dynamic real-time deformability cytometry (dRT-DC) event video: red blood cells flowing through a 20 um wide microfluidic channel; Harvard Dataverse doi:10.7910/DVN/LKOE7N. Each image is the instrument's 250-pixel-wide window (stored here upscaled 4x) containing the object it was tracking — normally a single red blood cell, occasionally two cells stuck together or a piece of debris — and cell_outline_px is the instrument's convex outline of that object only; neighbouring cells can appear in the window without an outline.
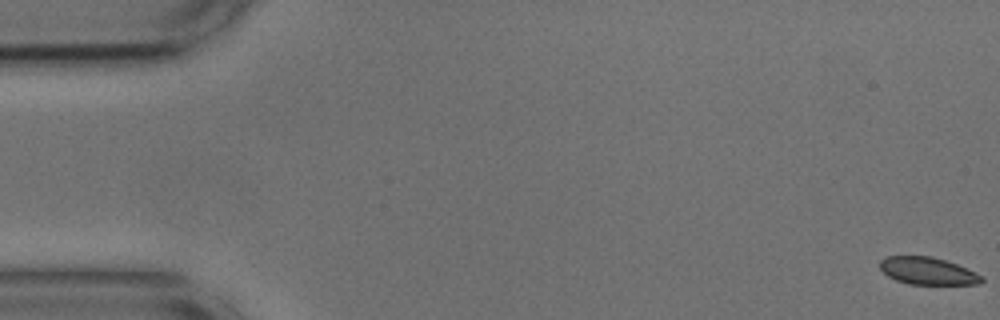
{"species": "common noctule bat (a hibernating species)", "species_latin": "Nyctalus noctula", "temperature_condition": "cold", "stored_images_in_passage": 55, "camera_frame_rate_fps": 3000, "um_per_image_px": 0.085, "animal": {"sex": "male", "body_mass_g": 17.9, "forearm_length_mm": 54.2}, "frame": {"image": 1, "passage_image": 1, "time_ms": 0.0, "image_size_px": [1000, 320], "cell_outline_px": [[984, 280], [980, 284], [908, 284], [896, 280], [888, 276], [880, 268], [880, 260], [888, 256], [932, 256], [956, 264], [984, 276]], "centroid_in_image_um": [78.86, 23.03], "position_along_channel_um": 6.1, "area_um2": 16.13}}
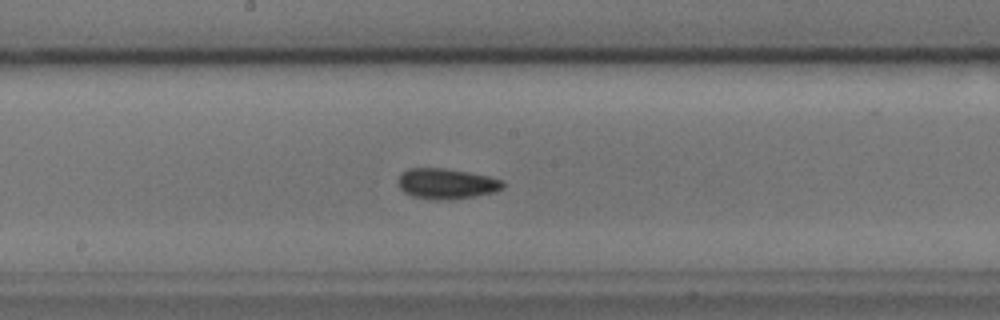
{"frame": {"image": 2, "passage_image": 29, "time_ms": 9.333, "image_size_px": [1000, 320], "cell_outline_px": [[504, 188], [496, 192], [448, 200], [436, 200], [412, 196], [404, 192], [400, 188], [400, 176], [408, 168], [444, 168], [468, 172], [488, 176], [504, 180]], "centroid_in_image_um": [38.0, 15.61], "position_along_channel_um": 210.2, "area_um2": 18.5}}
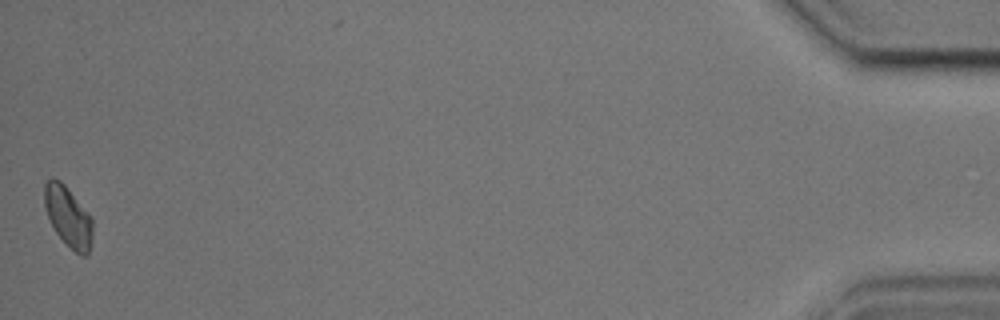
{"frame": {"image": 3, "passage_image": 55, "time_ms": 18.0, "image_size_px": [1000, 320], "cell_outline_px": [[92, 240], [88, 252], [84, 256], [80, 256], [56, 232], [44, 208], [44, 184], [52, 176], [60, 180], [64, 184], [92, 216]], "centroid_in_image_um": [5.79, 18.37], "position_along_channel_um": 429.4, "area_um2": 16.82}, "authors_computed_cell_mechanics": {"area_um2": 17.2822, "velocity_mm_per_s": 3.6368, "shape_relaxation_time_tau1_ms": 7.4756, "shape_relaxation_time_tau2_ms": 3.2972, "deformation_change_tau1": 0.1001, "deformation_change_tau2": 0.0493}}